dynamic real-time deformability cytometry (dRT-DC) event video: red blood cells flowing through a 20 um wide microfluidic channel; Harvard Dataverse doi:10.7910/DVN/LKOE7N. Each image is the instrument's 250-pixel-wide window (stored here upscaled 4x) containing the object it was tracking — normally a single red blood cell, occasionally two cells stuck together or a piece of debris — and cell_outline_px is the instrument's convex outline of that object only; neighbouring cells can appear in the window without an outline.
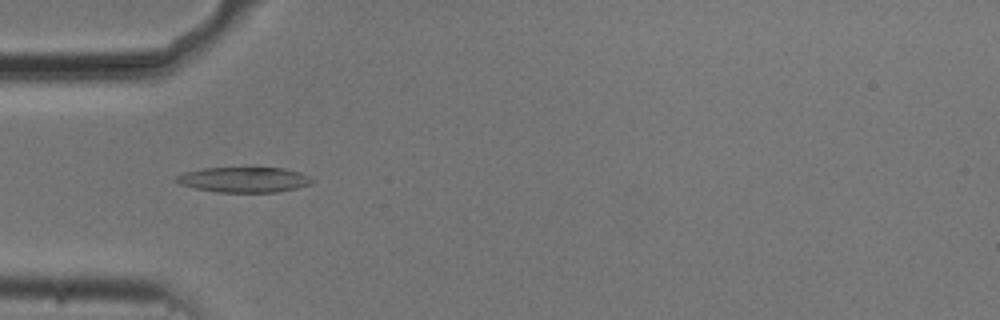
{"species": "common noctule bat (a hibernating species)", "species_latin": "Nyctalus noctula", "temperature_condition": "cold", "stored_images_in_passage": 31, "camera_frame_rate_fps": 3000, "um_per_image_px": 0.085, "animal": {"sex": "male", "body_mass_g": 20.5, "forearm_length_mm": 52.5}, "frame": {"image": 1, "passage_image": 16, "time_ms": 5.0, "image_size_px": [1000, 320], "cell_outline_px": [[316, 180], [312, 184], [296, 188], [276, 192], [216, 192], [196, 188], [180, 184], [176, 180], [176, 176], [184, 172], [204, 168], [284, 168], [300, 172], [312, 176]], "centroid_in_image_um": [20.81, 15.27], "position_along_channel_um": 64.2, "area_um2": 20.06}}
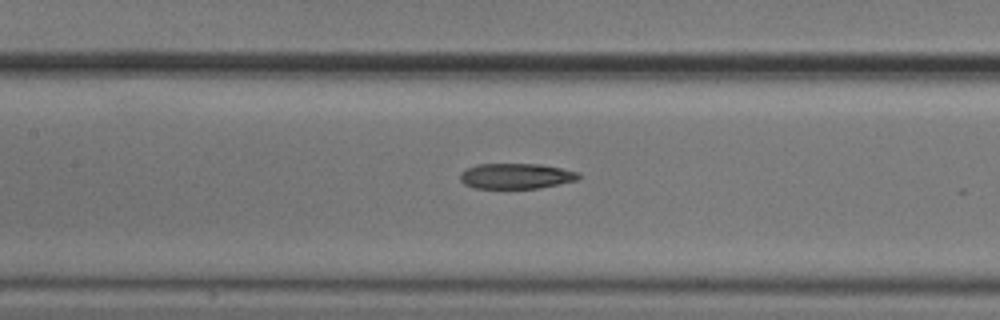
{"frame": {"image": 2, "passage_image": 24, "time_ms": 7.667, "image_size_px": [1000, 320], "cell_outline_px": [[580, 176], [576, 180], [540, 188], [476, 188], [464, 184], [460, 180], [460, 172], [476, 164], [540, 164], [580, 172]], "centroid_in_image_um": [43.85, 14.96], "position_along_channel_um": 163.6, "area_um2": 17.51}}
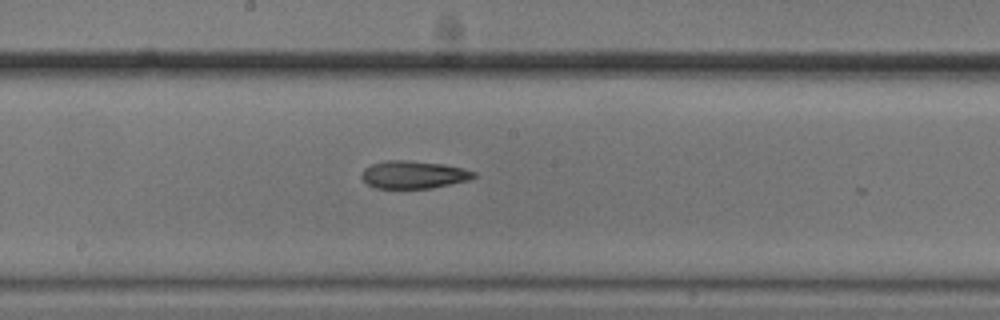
{"frame": {"image": 3, "passage_image": 28, "time_ms": 9.0, "image_size_px": [1000, 320], "cell_outline_px": [[476, 176], [468, 180], [432, 188], [376, 188], [368, 184], [360, 176], [364, 168], [372, 164], [384, 160], [408, 160], [444, 164], [464, 168], [476, 172]], "centroid_in_image_um": [35.15, 14.83], "position_along_channel_um": 213.0, "area_um2": 18.15}}